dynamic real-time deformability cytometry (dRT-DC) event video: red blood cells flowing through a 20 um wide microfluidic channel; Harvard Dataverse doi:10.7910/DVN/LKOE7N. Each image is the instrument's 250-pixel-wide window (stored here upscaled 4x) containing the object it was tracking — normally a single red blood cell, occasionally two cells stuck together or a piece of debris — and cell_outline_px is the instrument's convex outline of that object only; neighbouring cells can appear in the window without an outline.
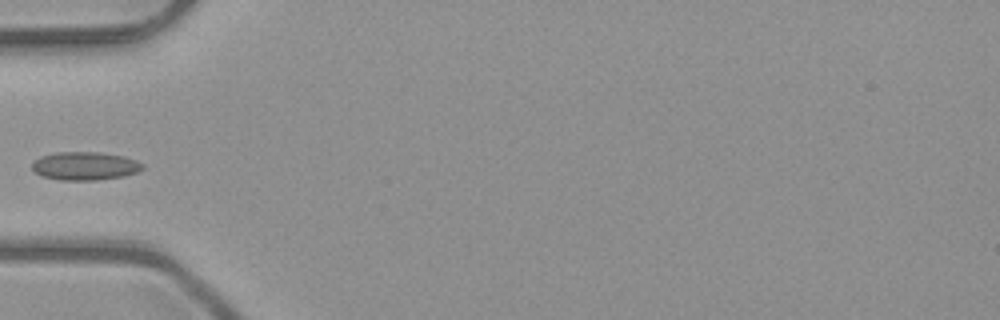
{"species": "common noctule bat (a hibernating species)", "species_latin": "Nyctalus noctula", "temperature_condition": "room temperature", "stored_images_in_passage": 5, "camera_frame_rate_fps": 3000, "um_per_image_px": 0.085, "animal": {"sex": "male", "body_mass_g": 23.1, "forearm_length_mm": 52.7}, "frame": {"image": 1, "passage_image": 5, "time_ms": 1.333, "image_size_px": [1000, 320], "cell_outline_px": [[144, 168], [136, 172], [124, 176], [96, 180], [60, 180], [40, 176], [32, 168], [32, 164], [40, 156], [56, 152], [100, 152], [124, 156], [136, 160], [144, 164]], "centroid_in_image_um": [7.22, 14.1], "position_along_channel_um": 77.8, "area_um2": 18.26}}